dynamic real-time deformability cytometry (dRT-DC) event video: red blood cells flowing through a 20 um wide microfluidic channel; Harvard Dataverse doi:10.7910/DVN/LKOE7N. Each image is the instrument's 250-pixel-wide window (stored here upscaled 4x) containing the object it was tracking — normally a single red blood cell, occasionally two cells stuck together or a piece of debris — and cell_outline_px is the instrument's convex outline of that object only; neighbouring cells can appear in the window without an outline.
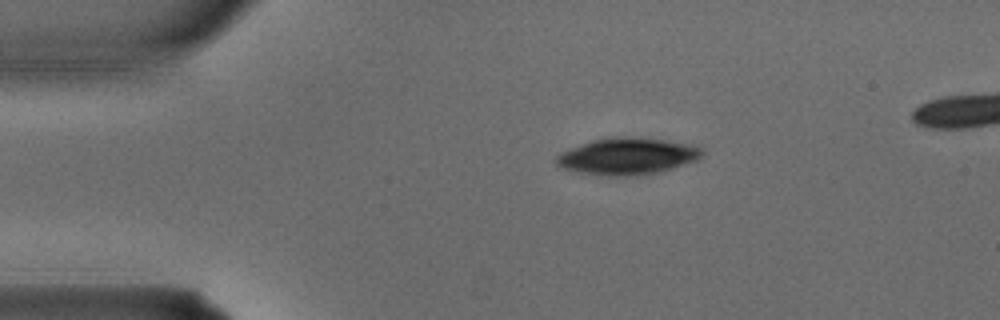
{"species": "common noctule bat (a hibernating species)", "species_latin": "Nyctalus noctula", "temperature_condition": "warm", "stored_images_in_passage": 4, "camera_frame_rate_fps": 3000, "um_per_image_px": 0.085, "animal": {"sex": "male", "body_mass_g": 15.6}, "frame": {"image": 1, "passage_image": 4, "time_ms": 1.0, "image_size_px": [1000, 320], "cell_outline_px": [[704, 156], [696, 160], [656, 172], [628, 176], [608, 176], [580, 172], [556, 168], [556, 156], [560, 152], [592, 140], [616, 136], [632, 136], [664, 140], [692, 144], [704, 148]], "centroid_in_image_um": [53.3, 13.27], "position_along_channel_um": 31.7, "area_um2": 31.27}}